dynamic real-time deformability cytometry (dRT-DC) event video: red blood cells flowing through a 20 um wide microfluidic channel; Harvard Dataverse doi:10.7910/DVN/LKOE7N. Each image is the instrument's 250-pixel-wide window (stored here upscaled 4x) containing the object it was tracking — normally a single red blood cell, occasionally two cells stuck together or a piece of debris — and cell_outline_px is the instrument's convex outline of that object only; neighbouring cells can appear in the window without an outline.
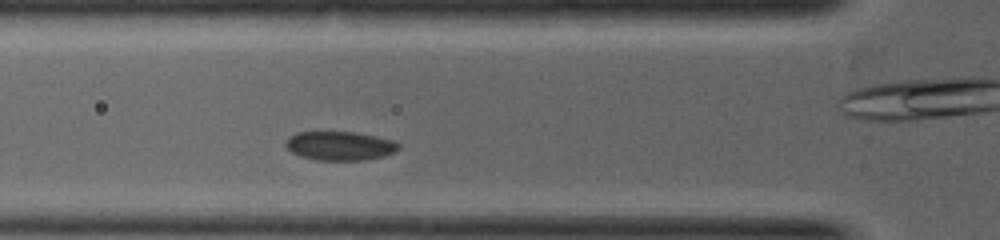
{"species": "common noctule bat (a hibernating species)", "species_latin": "Nyctalus noctula", "temperature_condition": "warm", "stored_images_in_passage": 18, "camera_frame_rate_fps": 5000, "um_per_image_px": 0.085, "animal": {"sex": "female", "body_mass_g": 19.0, "forearm_length_mm": 53.3}, "frame": {"image": 1, "passage_image": 3, "time_ms": 0.6, "image_size_px": [1000, 240], "cell_outline_px": [[400, 148], [396, 152], [384, 156], [364, 160], [316, 160], [300, 156], [292, 152], [284, 144], [296, 132], [352, 132], [392, 140], [400, 144]], "centroid_in_image_um": [28.91, 12.41], "position_along_channel_um": 96.9, "area_um2": 18.84}}
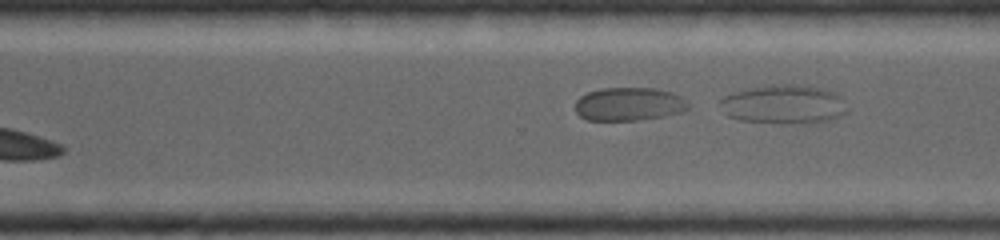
{"frame": {"image": 2, "passage_image": 18, "time_ms": 4.2, "image_size_px": [1000, 240], "cell_outline_px": [[692, 108], [680, 112], [664, 116], [636, 120], [588, 120], [580, 116], [576, 112], [576, 100], [580, 96], [588, 92], [600, 88], [656, 88], [672, 92], [684, 96], [688, 100]], "centroid_in_image_um": [53.52, 8.84], "position_along_channel_um": 317.1, "area_um2": 22.25}}